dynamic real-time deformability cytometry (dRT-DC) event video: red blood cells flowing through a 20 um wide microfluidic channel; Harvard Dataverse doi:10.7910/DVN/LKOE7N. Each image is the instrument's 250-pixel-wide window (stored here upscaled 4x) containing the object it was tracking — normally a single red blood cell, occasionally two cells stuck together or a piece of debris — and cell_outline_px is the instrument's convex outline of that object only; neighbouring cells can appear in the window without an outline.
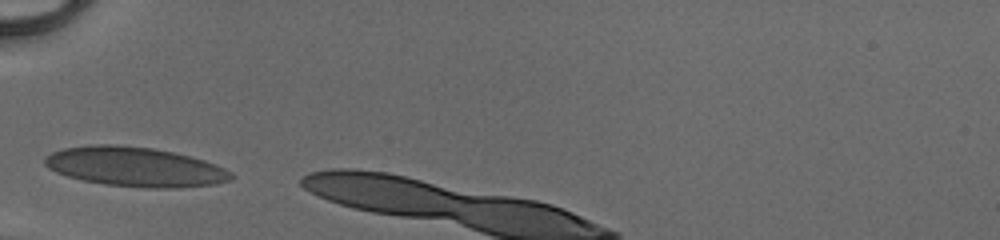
{"species": "human", "species_latin": "Homo sapiens", "temperature_condition": "cold", "stored_images_in_passage": 4, "camera_frame_rate_fps": 3000, "um_per_image_px": 0.085, "donor": {"sex": "male"}, "frame": {"image": 1, "passage_image": 1, "time_ms": 0.0, "image_size_px": [1000, 240], "cell_outline_px": [[236, 176], [228, 180], [212, 184], [176, 188], [144, 188], [104, 184], [84, 180], [68, 176], [56, 172], [48, 168], [44, 164], [44, 160], [52, 152], [64, 148], [92, 144], [116, 144], [152, 148], [172, 152], [204, 160], [216, 164], [232, 172]], "centroid_in_image_um": [11.47, 14.18], "position_along_channel_um": 73.5, "area_um2": 42.77}}